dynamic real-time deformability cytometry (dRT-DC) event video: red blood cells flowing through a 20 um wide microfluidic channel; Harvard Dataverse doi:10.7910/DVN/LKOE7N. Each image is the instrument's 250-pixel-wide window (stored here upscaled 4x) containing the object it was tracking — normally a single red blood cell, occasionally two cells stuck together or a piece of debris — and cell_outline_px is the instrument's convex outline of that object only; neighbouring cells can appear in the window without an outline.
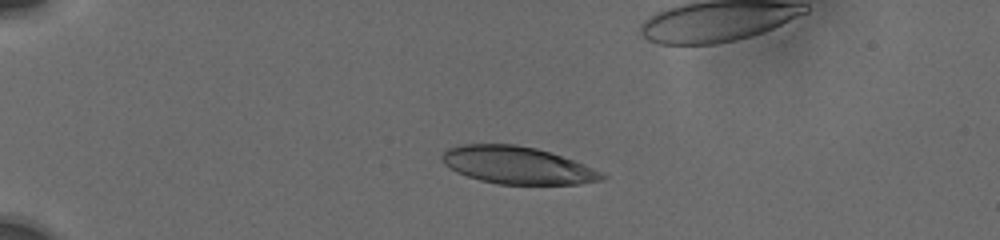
{"species": "human", "species_latin": "Homo sapiens", "temperature_condition": "cold", "stored_images_in_passage": 21, "camera_frame_rate_fps": 3000, "um_per_image_px": 0.085, "donor": {"sex": "male"}, "frame": {"image": 1, "passage_image": 5, "time_ms": 3.0, "image_size_px": [1000, 240], "cell_outline_px": [[608, 176], [604, 180], [580, 184], [500, 184], [480, 180], [456, 172], [444, 164], [440, 160], [440, 156], [448, 148], [460, 144], [516, 144], [536, 148], [584, 164], [604, 172]], "centroid_in_image_um": [43.98, 14.05], "position_along_channel_um": 41.0, "area_um2": 34.91}}
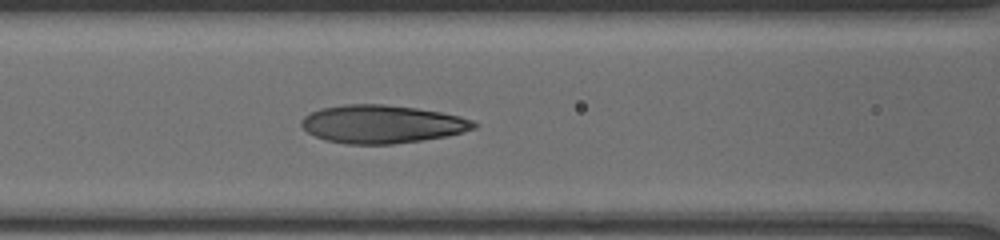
{"frame": {"image": 2, "passage_image": 16, "time_ms": 7.0, "image_size_px": [1000, 240], "cell_outline_px": [[480, 124], [476, 128], [448, 136], [392, 144], [344, 144], [324, 140], [308, 132], [300, 124], [300, 120], [304, 116], [320, 108], [344, 104], [384, 104], [416, 108], [440, 112], [472, 120]], "centroid_in_image_um": [32.45, 10.55], "position_along_channel_um": 134.2, "area_um2": 38.32}}
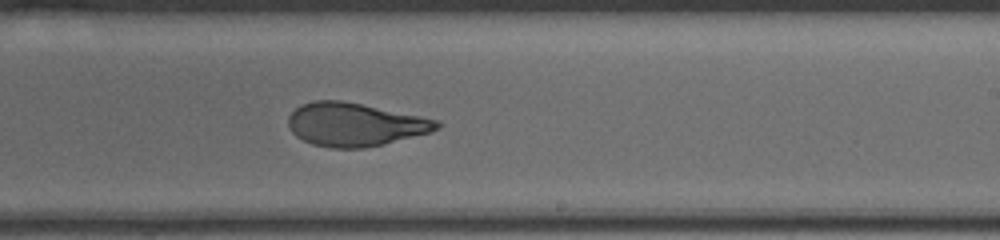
{"frame": {"image": 3, "passage_image": 21, "time_ms": 10.333, "image_size_px": [1000, 240], "cell_outline_px": [[440, 124], [432, 132], [384, 144], [364, 148], [332, 148], [312, 144], [296, 136], [292, 132], [288, 124], [288, 116], [300, 104], [312, 100], [340, 100], [440, 120]], "centroid_in_image_um": [30.14, 10.58], "position_along_channel_um": 258.9, "area_um2": 37.34}}